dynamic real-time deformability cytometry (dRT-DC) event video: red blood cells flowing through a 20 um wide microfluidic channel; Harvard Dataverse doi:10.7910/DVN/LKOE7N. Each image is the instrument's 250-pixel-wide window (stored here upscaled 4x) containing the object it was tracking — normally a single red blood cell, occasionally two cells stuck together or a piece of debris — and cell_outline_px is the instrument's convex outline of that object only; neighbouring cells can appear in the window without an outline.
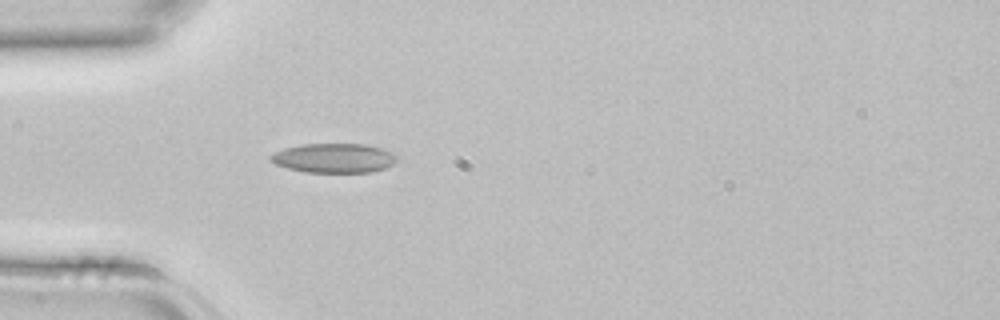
{"species": "common noctule bat (a hibernating species)", "species_latin": "Nyctalus noctula", "temperature_condition": "room temperature", "stored_images_in_passage": 3, "camera_frame_rate_fps": 3000, "um_per_image_px": 0.085, "animal": {"sex": "female", "body_mass_g": 22.7, "forearm_length_mm": 54.2}, "frame": {"image": 1, "passage_image": 3, "time_ms": 0.667, "image_size_px": [1000, 320], "cell_outline_px": [[396, 160], [392, 164], [384, 168], [372, 172], [304, 172], [288, 168], [276, 164], [268, 160], [268, 156], [284, 148], [304, 144], [364, 144], [380, 148], [392, 152], [396, 156]], "centroid_in_image_um": [28.35, 13.44], "position_along_channel_um": 56.6, "area_um2": 21.5}}